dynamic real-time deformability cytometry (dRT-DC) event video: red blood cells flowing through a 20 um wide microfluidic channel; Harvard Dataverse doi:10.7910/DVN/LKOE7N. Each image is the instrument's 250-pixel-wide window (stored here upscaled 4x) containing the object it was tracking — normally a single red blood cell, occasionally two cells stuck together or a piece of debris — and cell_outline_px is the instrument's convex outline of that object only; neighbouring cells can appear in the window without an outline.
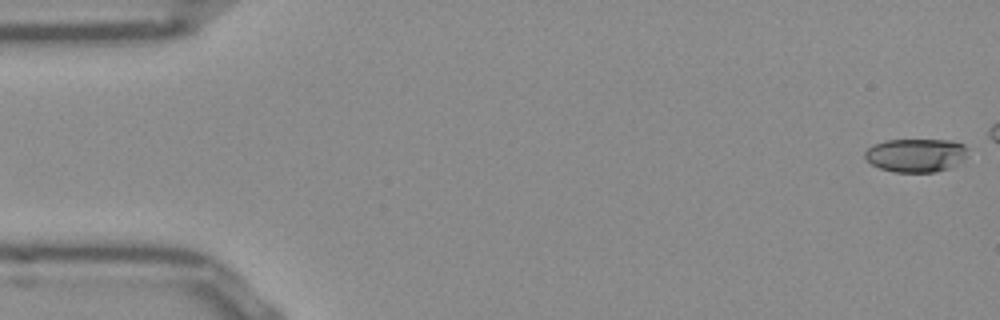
{"species": "Egyptian fruit bat (a non-hibernating species)", "species_latin": "Rousettus aegyptiacus", "temperature_condition": "room temperature", "stored_images_in_passage": 43, "camera_frame_rate_fps": 3000, "um_per_image_px": 0.085, "frame": {"image": 1, "passage_image": 1, "time_ms": 0.0, "image_size_px": [1000, 320], "cell_outline_px": [[968, 156], [952, 168], [936, 172], [892, 172], [880, 168], [872, 164], [864, 156], [864, 152], [872, 144], [884, 140], [952, 140], [964, 144], [968, 148]], "centroid_in_image_um": [77.89, 13.19], "position_along_channel_um": 7.1, "area_um2": 20.46}}
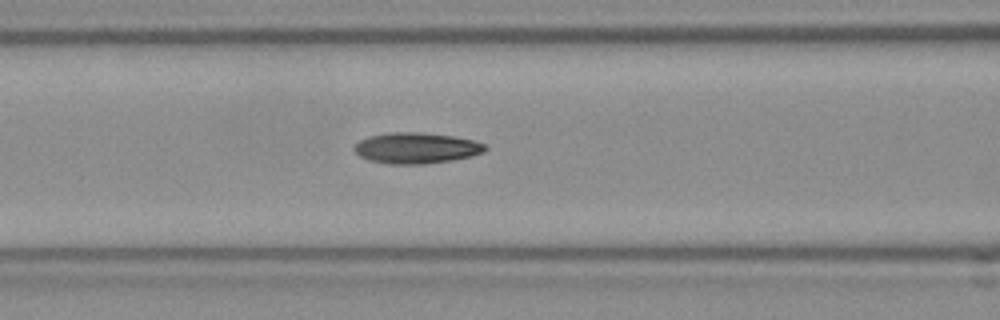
{"frame": {"image": 2, "passage_image": 21, "time_ms": 6.667, "image_size_px": [1000, 320], "cell_outline_px": [[488, 148], [484, 152], [472, 156], [452, 160], [424, 164], [388, 164], [368, 160], [360, 156], [352, 148], [360, 140], [368, 136], [388, 132], [416, 132], [452, 136], [472, 140], [484, 144]], "centroid_in_image_um": [35.36, 12.59], "position_along_channel_um": 131.2, "area_um2": 23.58}}
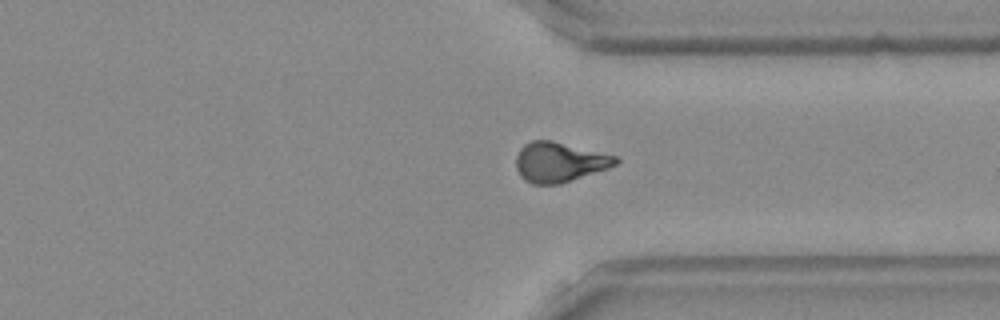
{"frame": {"image": 3, "passage_image": 39, "time_ms": 12.667, "image_size_px": [1000, 320], "cell_outline_px": [[620, 160], [616, 164], [608, 168], [560, 184], [532, 184], [524, 180], [520, 176], [516, 168], [516, 156], [520, 148], [524, 144], [532, 140], [552, 140], [616, 156]], "centroid_in_image_um": [47.51, 13.78], "position_along_channel_um": 363.9, "area_um2": 23.12}}